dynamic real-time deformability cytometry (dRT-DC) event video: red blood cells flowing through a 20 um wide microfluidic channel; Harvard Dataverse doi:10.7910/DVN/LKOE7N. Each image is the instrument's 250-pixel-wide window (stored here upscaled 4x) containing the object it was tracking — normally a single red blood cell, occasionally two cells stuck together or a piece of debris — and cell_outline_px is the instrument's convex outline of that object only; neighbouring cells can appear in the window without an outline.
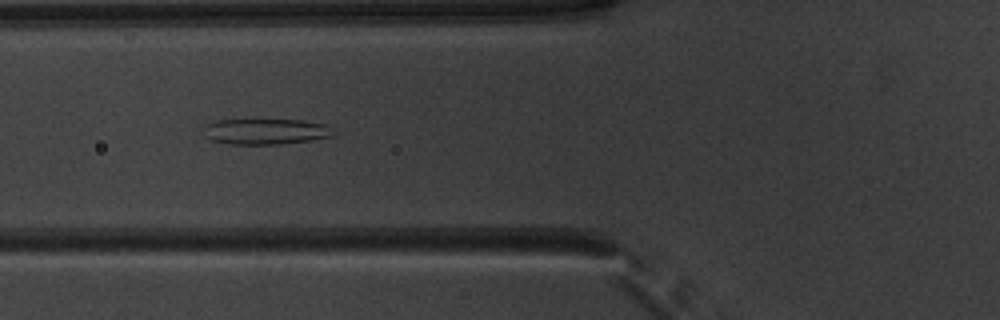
{"species": "common noctule bat (a hibernating species)", "species_latin": "Nyctalus noctula", "temperature_condition": "warm", "stored_images_in_passage": 44, "camera_frame_rate_fps": 3000, "um_per_image_px": 0.085, "animal": {"sex": "male", "body_mass_g": 20.1, "forearm_length_mm": 53.5}, "frame": {"image": 1, "passage_image": 12, "time_ms": 3.667, "image_size_px": [1000, 320], "cell_outline_px": [[336, 136], [312, 140], [280, 144], [228, 144], [212, 140], [204, 136], [204, 124], [216, 120], [304, 120], [324, 124]], "centroid_in_image_um": [22.54, 11.18], "position_along_channel_um": 103.3, "area_um2": 19.48}}
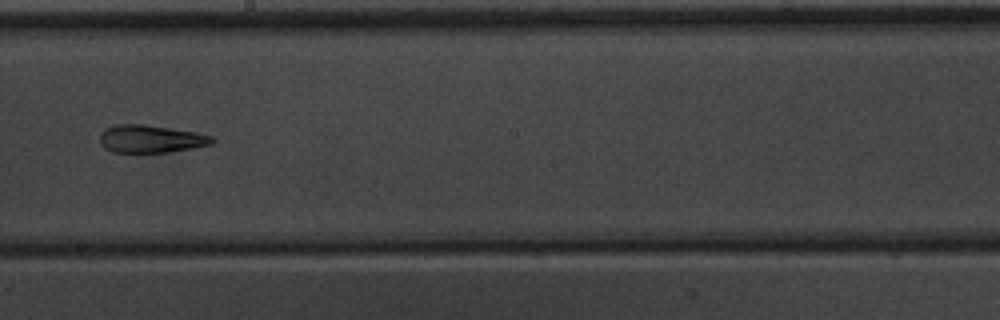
{"frame": {"image": 2, "passage_image": 22, "time_ms": 7.0, "image_size_px": [1000, 320], "cell_outline_px": [[216, 140], [212, 144], [192, 148], [168, 152], [112, 152], [104, 148], [100, 144], [100, 132], [104, 128], [116, 124], [144, 124], [196, 132], [212, 136]], "centroid_in_image_um": [12.79, 11.8], "position_along_channel_um": 235.4, "area_um2": 18.26}}
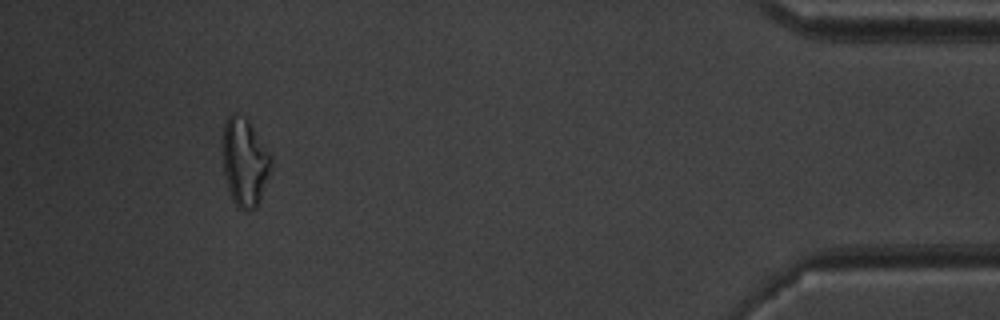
{"frame": {"image": 3, "passage_image": 40, "time_ms": 13.0, "image_size_px": [1000, 320], "cell_outline_px": [[272, 168], [260, 200], [256, 208], [248, 212], [244, 212], [236, 208], [232, 200], [228, 188], [224, 172], [224, 120], [232, 112], [236, 112], [248, 120], [272, 156]], "centroid_in_image_um": [20.82, 13.83], "position_along_channel_um": 414.4, "area_um2": 25.03}, "authors_computed_cell_mechanics": {"area_um2": 20.9236, "velocity_mm_per_s": 3.9574, "shape_relaxation_time_tau1_ms": null, "shape_relaxation_time_tau2_ms": 2.183, "deformation_change_tau1": null, "deformation_change_tau2": 0.1171}}